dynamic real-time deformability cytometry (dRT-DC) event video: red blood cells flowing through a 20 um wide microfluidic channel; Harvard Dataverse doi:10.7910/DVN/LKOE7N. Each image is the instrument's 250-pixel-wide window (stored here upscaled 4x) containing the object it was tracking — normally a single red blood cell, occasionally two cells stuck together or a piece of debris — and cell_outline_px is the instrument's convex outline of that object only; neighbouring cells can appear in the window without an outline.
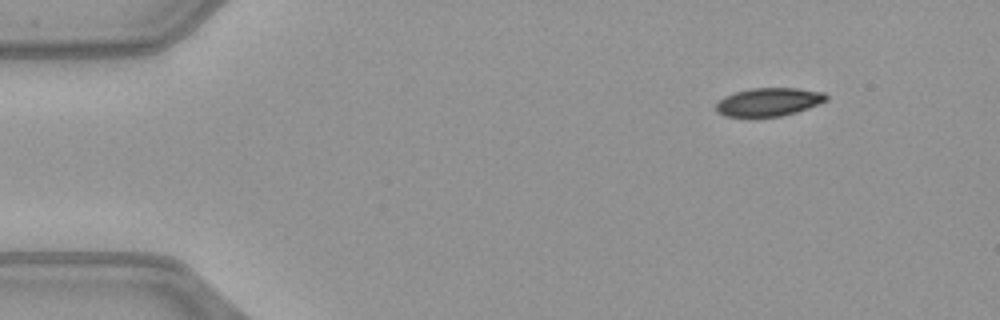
{"species": "common noctule bat (a hibernating species)", "species_latin": "Nyctalus noctula", "temperature_condition": "warm", "stored_images_in_passage": 46, "camera_frame_rate_fps": 3000, "um_per_image_px": 0.085, "animal": {"sex": "female", "body_mass_g": 21.9}, "frame": {"image": 1, "passage_image": 1, "time_ms": 0.0, "image_size_px": [1000, 320], "cell_outline_px": [[828, 100], [820, 104], [796, 112], [780, 116], [748, 120], [724, 116], [716, 112], [716, 104], [724, 96], [736, 92], [752, 88], [796, 88], [824, 92], [828, 96]], "centroid_in_image_um": [65.3, 8.71], "position_along_channel_um": 19.7, "area_um2": 18.9}}
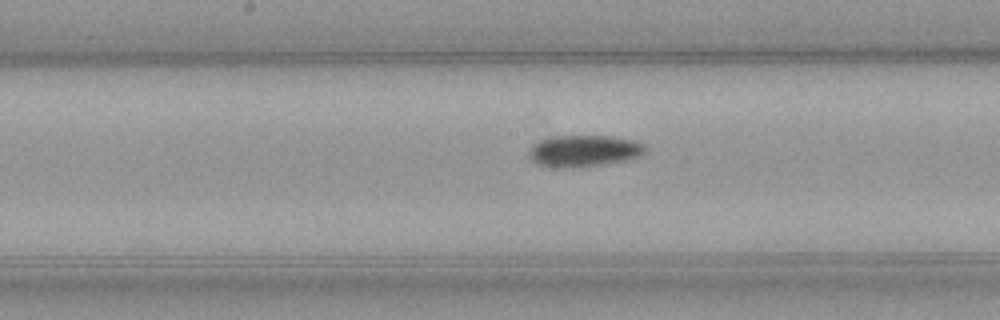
{"frame": {"image": 2, "passage_image": 21, "time_ms": 6.667, "image_size_px": [1000, 320], "cell_outline_px": [[648, 148], [640, 156], [628, 160], [580, 168], [556, 168], [536, 164], [528, 156], [528, 148], [532, 144], [540, 140], [552, 136], [612, 136], [632, 140], [644, 144]], "centroid_in_image_um": [49.6, 12.84], "position_along_channel_um": 198.6, "area_um2": 21.91}}
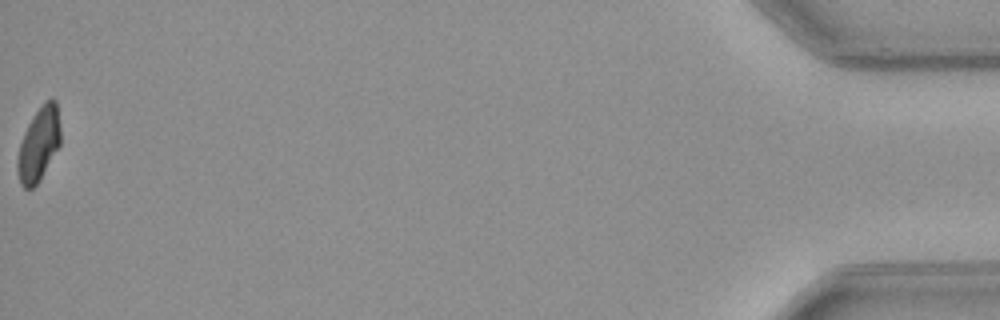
{"frame": {"image": 3, "passage_image": 46, "time_ms": 15.0, "image_size_px": [1000, 320], "cell_outline_px": [[60, 144], [40, 180], [32, 188], [24, 188], [20, 184], [16, 168], [16, 160], [20, 144], [24, 132], [32, 116], [44, 100], [52, 96], [56, 100], [60, 128]], "centroid_in_image_um": [3.28, 12.23], "position_along_channel_um": 431.9, "area_um2": 18.67}, "authors_computed_cell_mechanics": {"area_um2": 20.4323, "velocity_mm_per_s": 4.0684, "shape_relaxation_time_tau1_ms": 7.3502, "shape_relaxation_time_tau2_ms": null, "deformation_change_tau1": 0.1707, "deformation_change_tau2": null}}